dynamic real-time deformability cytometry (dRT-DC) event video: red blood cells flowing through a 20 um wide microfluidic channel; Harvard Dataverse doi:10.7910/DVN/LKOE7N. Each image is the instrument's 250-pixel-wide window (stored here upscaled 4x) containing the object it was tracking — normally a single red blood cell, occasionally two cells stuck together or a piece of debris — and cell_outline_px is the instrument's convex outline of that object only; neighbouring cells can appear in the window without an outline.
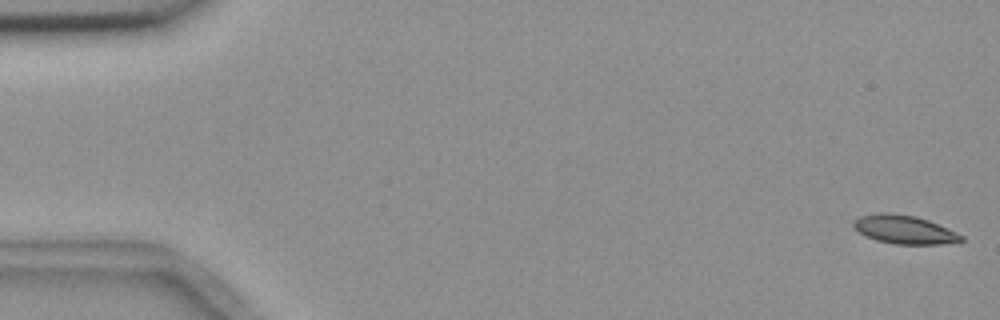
{"species": "common noctule bat (a hibernating species)", "species_latin": "Nyctalus noctula", "temperature_condition": "room temperature", "stored_images_in_passage": 11, "camera_frame_rate_fps": 3000, "um_per_image_px": 0.085, "animal": {"sex": "female", "body_mass_g": 18.4}, "frame": {"image": 1, "passage_image": 1, "time_ms": 0.0, "image_size_px": [1000, 320], "cell_outline_px": [[964, 240], [960, 244], [896, 244], [876, 240], [864, 236], [852, 224], [852, 220], [860, 216], [876, 212], [888, 212], [916, 216], [928, 220], [948, 228], [964, 236]], "centroid_in_image_um": [76.9, 19.51], "position_along_channel_um": 8.1, "area_um2": 18.26}}
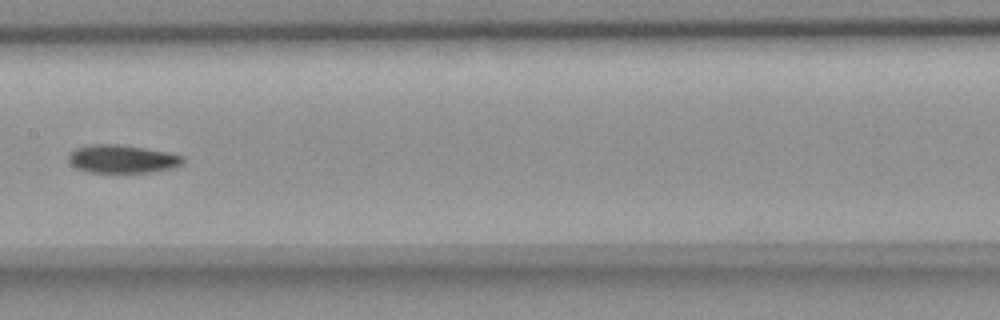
{"frame": {"image": 2, "passage_image": 8, "time_ms": 9.0, "image_size_px": [1000, 320], "cell_outline_px": [[184, 164], [172, 168], [152, 172], [88, 172], [72, 164], [68, 160], [68, 156], [76, 148], [88, 144], [120, 144], [168, 152], [184, 156]], "centroid_in_image_um": [10.43, 13.5], "position_along_channel_um": 197.0, "area_um2": 18.73}}
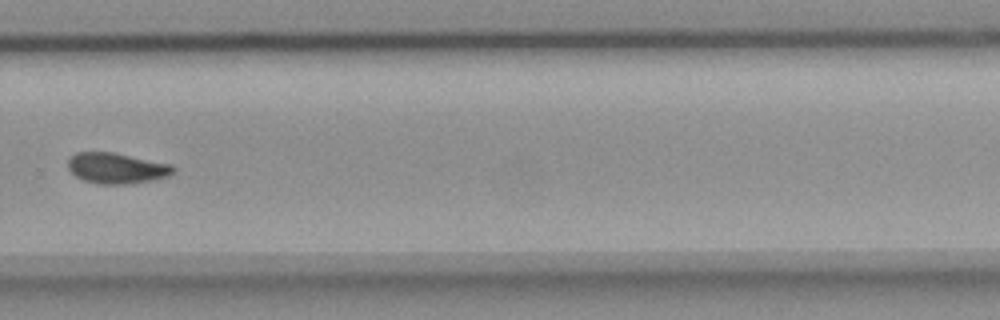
{"frame": {"image": 3, "passage_image": 11, "time_ms": 12.333, "image_size_px": [1000, 320], "cell_outline_px": [[176, 168], [168, 176], [152, 180], [128, 184], [100, 184], [84, 180], [76, 176], [68, 168], [68, 160], [76, 152], [112, 152], [172, 164]], "centroid_in_image_um": [9.92, 14.29], "position_along_channel_um": 319.9, "area_um2": 18.73}}